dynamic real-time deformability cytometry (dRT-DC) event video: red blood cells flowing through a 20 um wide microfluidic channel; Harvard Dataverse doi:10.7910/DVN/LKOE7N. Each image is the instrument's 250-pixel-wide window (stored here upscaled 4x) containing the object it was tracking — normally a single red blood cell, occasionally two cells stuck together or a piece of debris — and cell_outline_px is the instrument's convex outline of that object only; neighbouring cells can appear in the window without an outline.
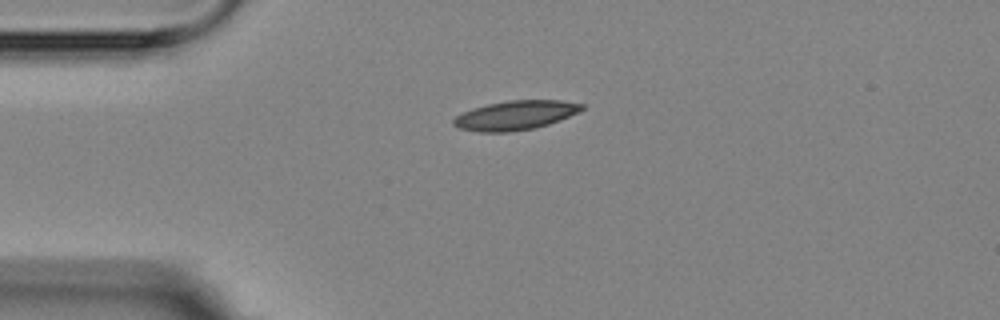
{"species": "Egyptian fruit bat (a non-hibernating species)", "species_latin": "Rousettus aegyptiacus", "temperature_condition": "room temperature", "stored_images_in_passage": 3, "camera_frame_rate_fps": 3000, "um_per_image_px": 0.085, "animal": {"sex": "female"}, "frame": {"image": 1, "passage_image": 1, "time_ms": 0.0, "image_size_px": [1000, 320], "cell_outline_px": [[584, 108], [580, 112], [560, 120], [536, 128], [508, 132], [480, 132], [460, 128], [452, 124], [452, 120], [456, 116], [472, 108], [488, 104], [508, 100], [560, 100], [584, 104]], "centroid_in_image_um": [43.83, 9.8], "position_along_channel_um": 41.2, "area_um2": 21.91}}
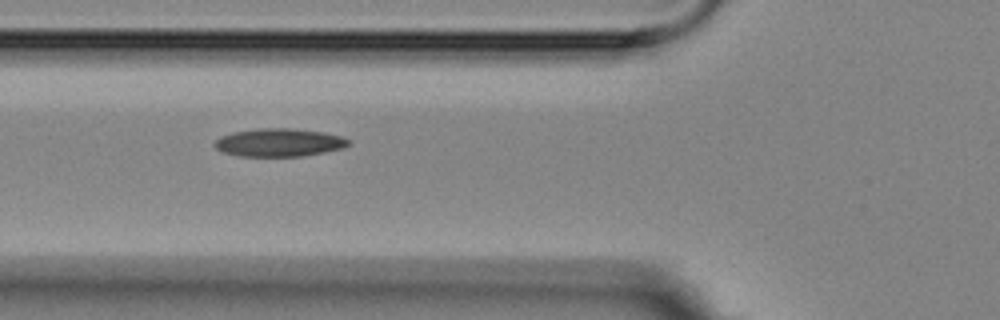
{"frame": {"image": 2, "passage_image": 3, "time_ms": 2.333, "image_size_px": [1000, 320], "cell_outline_px": [[352, 144], [344, 148], [324, 152], [300, 156], [240, 156], [224, 152], [216, 148], [212, 144], [220, 136], [232, 132], [256, 128], [292, 128], [324, 132], [340, 136], [348, 140]], "centroid_in_image_um": [23.72, 12.1], "position_along_channel_um": 102.1, "area_um2": 21.96}}